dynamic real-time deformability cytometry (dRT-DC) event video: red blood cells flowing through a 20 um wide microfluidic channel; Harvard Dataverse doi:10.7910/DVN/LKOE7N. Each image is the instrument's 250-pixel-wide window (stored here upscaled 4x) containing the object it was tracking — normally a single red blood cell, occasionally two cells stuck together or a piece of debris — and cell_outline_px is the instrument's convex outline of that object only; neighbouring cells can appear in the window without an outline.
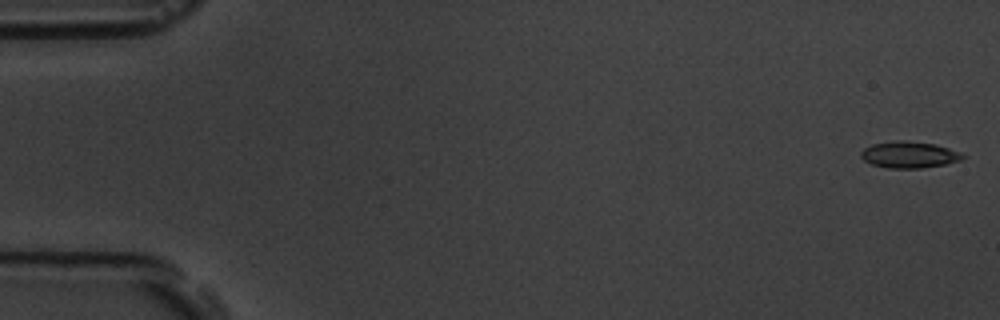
{"species": "common noctule bat (a hibernating species)", "species_latin": "Nyctalus noctula", "temperature_condition": "room temperature", "stored_images_in_passage": 7, "camera_frame_rate_fps": 3000, "um_per_image_px": 0.085, "animal": {"sex": "male", "body_mass_g": 19.5, "forearm_length_mm": 54.6}, "frame": {"image": 1, "passage_image": 1, "time_ms": 0.0, "image_size_px": [1000, 320], "cell_outline_px": [[968, 156], [960, 160], [944, 164], [920, 168], [888, 168], [872, 164], [864, 160], [860, 156], [860, 152], [864, 148], [872, 144], [892, 140], [904, 140], [936, 144], [960, 152]], "centroid_in_image_um": [77.27, 13.14], "position_along_channel_um": 7.7, "area_um2": 15.78}}
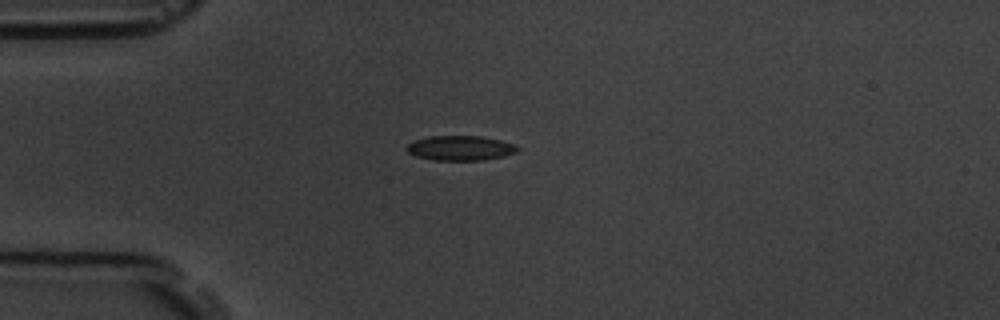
{"frame": {"image": 2, "passage_image": 5, "time_ms": 4.667, "image_size_px": [1000, 320], "cell_outline_px": [[520, 148], [516, 152], [504, 156], [484, 160], [436, 160], [416, 156], [408, 152], [404, 148], [412, 140], [428, 136], [480, 136], [500, 140], [516, 144]], "centroid_in_image_um": [39.12, 12.58], "position_along_channel_um": 45.9, "area_um2": 16.13}}
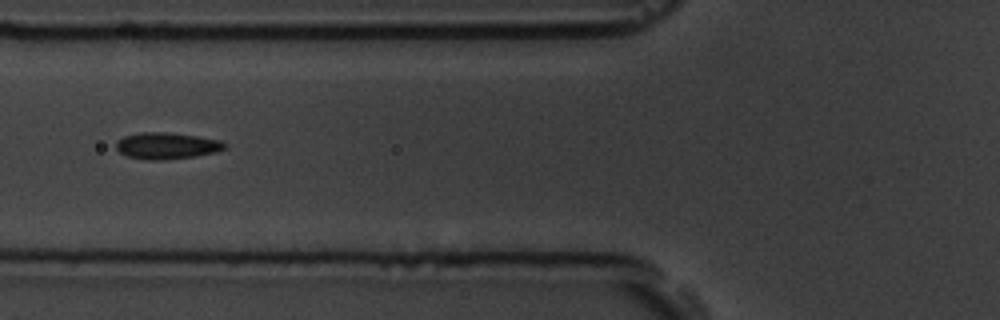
{"frame": {"image": 3, "passage_image": 7, "time_ms": 7.0, "image_size_px": [1000, 320], "cell_outline_px": [[228, 148], [216, 152], [192, 156], [160, 160], [148, 160], [128, 156], [120, 152], [116, 148], [116, 140], [124, 136], [140, 132], [164, 132], [196, 136], [220, 140], [228, 144]], "centroid_in_image_um": [14.18, 12.38], "position_along_channel_um": 111.6, "area_um2": 16.7}}